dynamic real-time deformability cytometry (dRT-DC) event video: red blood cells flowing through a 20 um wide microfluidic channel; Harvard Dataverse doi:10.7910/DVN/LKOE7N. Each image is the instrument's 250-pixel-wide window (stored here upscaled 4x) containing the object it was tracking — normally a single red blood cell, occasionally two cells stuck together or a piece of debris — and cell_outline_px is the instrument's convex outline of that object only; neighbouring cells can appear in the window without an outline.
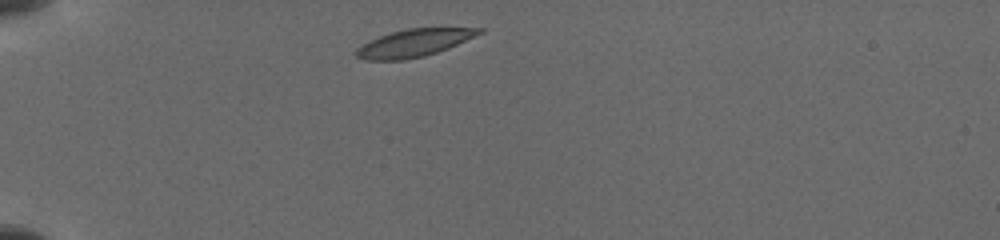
{"species": "common noctule bat (a hibernating species)", "species_latin": "Nyctalus noctula", "temperature_condition": "cold", "stored_images_in_passage": 3, "camera_frame_rate_fps": 3000, "um_per_image_px": 0.085, "animal": {"sex": "female", "body_mass_g": 19.5, "forearm_length_mm": 54.1}, "frame": {"image": 1, "passage_image": 1, "time_ms": 0.0, "image_size_px": [1000, 240], "cell_outline_px": [[484, 32], [448, 48], [424, 56], [404, 60], [364, 60], [356, 56], [352, 52], [356, 48], [368, 40], [392, 32], [408, 28], [484, 28]], "centroid_in_image_um": [35.13, 3.66], "position_along_channel_um": 49.9, "area_um2": 19.71}}
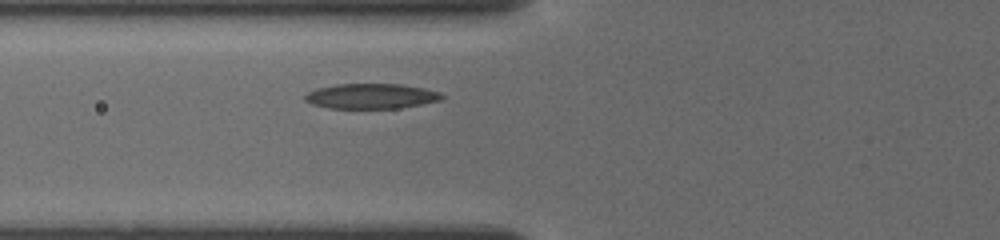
{"frame": {"image": 2, "passage_image": 3, "time_ms": 2.0, "image_size_px": [1000, 240], "cell_outline_px": [[444, 96], [440, 100], [400, 108], [328, 108], [312, 104], [304, 100], [304, 96], [308, 92], [316, 88], [336, 84], [400, 84], [424, 88], [440, 92]], "centroid_in_image_um": [31.52, 8.17], "position_along_channel_um": 94.3, "area_um2": 20.0}}